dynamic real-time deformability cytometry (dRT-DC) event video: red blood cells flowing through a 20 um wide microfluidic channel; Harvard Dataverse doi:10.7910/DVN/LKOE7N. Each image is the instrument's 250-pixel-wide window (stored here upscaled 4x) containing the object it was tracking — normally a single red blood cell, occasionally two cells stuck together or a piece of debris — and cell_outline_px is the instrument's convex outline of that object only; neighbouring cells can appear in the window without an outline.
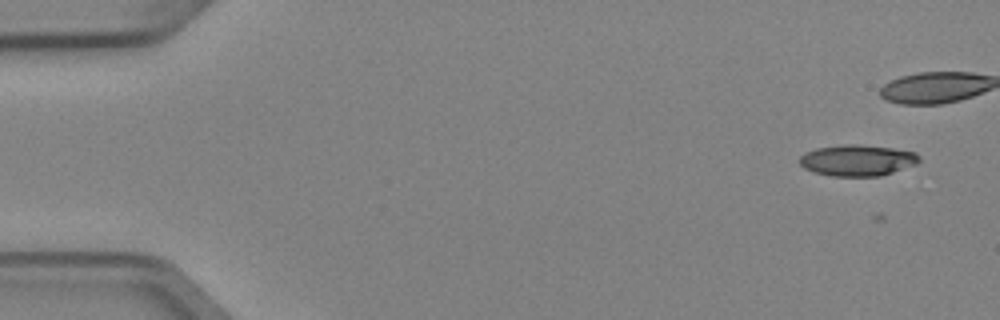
{"species": "Egyptian fruit bat (a non-hibernating species)", "species_latin": "Rousettus aegyptiacus", "temperature_condition": "cold", "stored_images_in_passage": 6, "camera_frame_rate_fps": 3000, "um_per_image_px": 0.085, "animal": {"sex": "female"}, "frame": {"image": 1, "passage_image": 2, "time_ms": 0.333, "image_size_px": [1000, 320], "cell_outline_px": [[920, 160], [916, 164], [880, 176], [832, 176], [812, 172], [804, 168], [796, 160], [804, 152], [816, 148], [844, 144], [856, 144], [892, 148], [916, 152], [920, 156]], "centroid_in_image_um": [72.83, 13.62], "position_along_channel_um": 12.2, "area_um2": 21.91}}
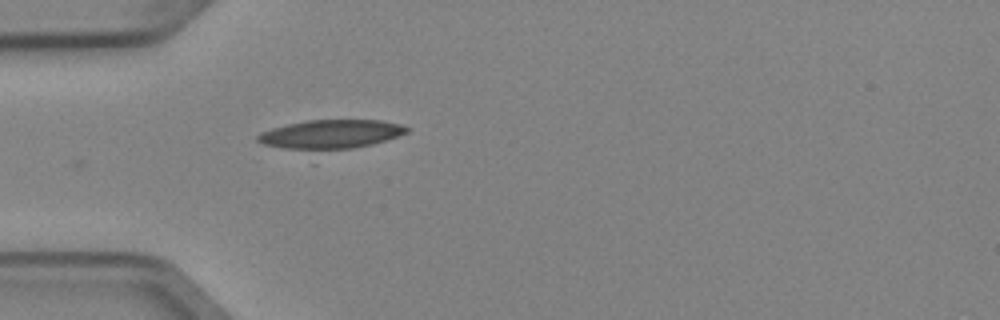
{"frame": {"image": 2, "passage_image": 6, "time_ms": 1.667, "image_size_px": [1000, 320], "cell_outline_px": [[408, 132], [372, 144], [352, 148], [284, 148], [264, 144], [256, 140], [256, 136], [260, 132], [272, 128], [288, 124], [308, 120], [380, 120], [400, 124], [408, 128]], "centroid_in_image_um": [28.1, 11.38], "position_along_channel_um": 56.9, "area_um2": 24.33}}